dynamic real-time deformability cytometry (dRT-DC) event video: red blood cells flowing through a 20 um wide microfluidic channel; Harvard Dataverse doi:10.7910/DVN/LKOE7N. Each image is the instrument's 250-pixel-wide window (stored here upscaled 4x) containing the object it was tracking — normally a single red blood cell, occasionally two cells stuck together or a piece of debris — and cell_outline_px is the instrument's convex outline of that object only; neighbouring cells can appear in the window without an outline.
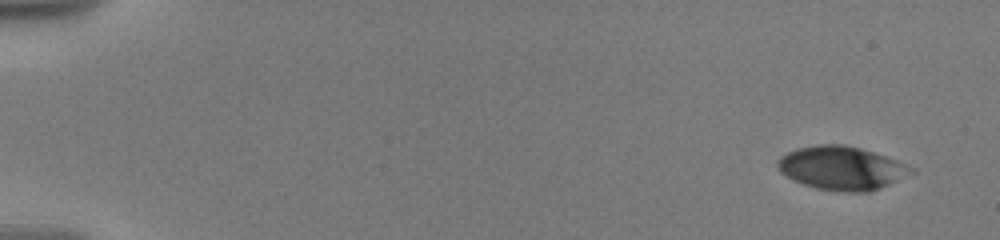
{"species": "human", "species_latin": "Homo sapiens", "temperature_condition": "warm", "stored_images_in_passage": 51, "camera_frame_rate_fps": 3000, "um_per_image_px": 0.085, "donor": {"sex": "male"}, "frame": {"image": 1, "passage_image": 1, "time_ms": 0.0, "image_size_px": [1000, 240], "cell_outline_px": [[916, 172], [880, 188], [868, 192], [844, 192], [816, 188], [792, 180], [780, 172], [776, 164], [776, 160], [780, 156], [796, 148], [820, 144], [844, 144], [860, 148], [896, 160], [916, 168]], "centroid_in_image_um": [71.53, 14.29], "position_along_channel_um": 13.5, "area_um2": 33.99}}
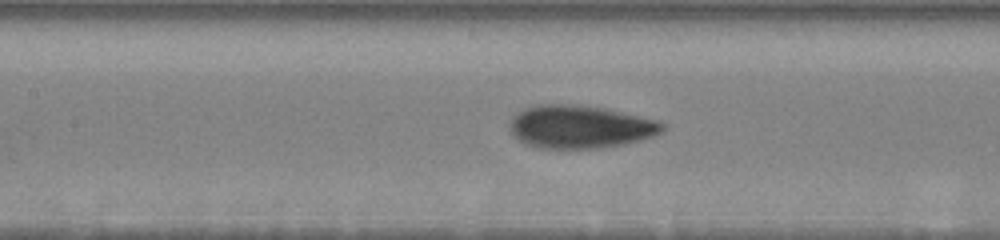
{"frame": {"image": 2, "passage_image": 22, "time_ms": 8.333, "image_size_px": [1000, 240], "cell_outline_px": [[664, 128], [660, 132], [652, 136], [640, 140], [624, 144], [600, 148], [536, 148], [524, 144], [512, 132], [512, 116], [516, 112], [524, 108], [536, 104], [576, 104], [604, 108], [660, 120], [664, 124]], "centroid_in_image_um": [49.31, 10.77], "position_along_channel_um": 158.1, "area_um2": 38.26}}
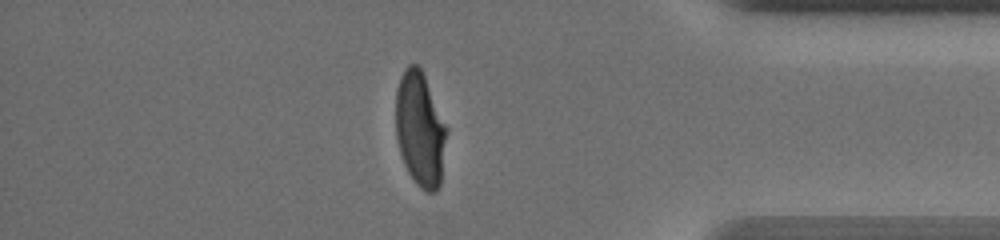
{"frame": {"image": 3, "passage_image": 44, "time_ms": 15.667, "image_size_px": [1000, 240], "cell_outline_px": [[448, 132], [440, 184], [436, 192], [428, 192], [420, 188], [416, 184], [408, 172], [404, 164], [400, 152], [396, 136], [396, 88], [400, 76], [404, 68], [408, 64], [416, 64], [420, 68], [424, 76], [448, 128]], "centroid_in_image_um": [35.71, 11.0], "position_along_channel_um": 399.5, "area_um2": 34.16}, "authors_computed_cell_mechanics": {"area_um2": 35.258, "velocity_mm_per_s": 3.5792, "shape_relaxation_time_tau1_ms": 4.2073, "shape_relaxation_time_tau2_ms": null, "deformation_change_tau1": 0.2084, "deformation_change_tau2": null}}